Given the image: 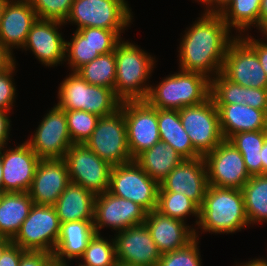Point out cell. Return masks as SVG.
Segmentation results:
<instances>
[{"label": "cell", "instance_id": "obj_1", "mask_svg": "<svg viewBox=\"0 0 267 266\" xmlns=\"http://www.w3.org/2000/svg\"><path fill=\"white\" fill-rule=\"evenodd\" d=\"M200 16L181 35L178 69L200 73L212 80L221 73L227 47L236 36L221 14L202 12Z\"/></svg>", "mask_w": 267, "mask_h": 266}, {"label": "cell", "instance_id": "obj_2", "mask_svg": "<svg viewBox=\"0 0 267 266\" xmlns=\"http://www.w3.org/2000/svg\"><path fill=\"white\" fill-rule=\"evenodd\" d=\"M249 227L241 189L208 186L200 207L195 238L199 233L234 234ZM201 230V232L199 230Z\"/></svg>", "mask_w": 267, "mask_h": 266}, {"label": "cell", "instance_id": "obj_3", "mask_svg": "<svg viewBox=\"0 0 267 266\" xmlns=\"http://www.w3.org/2000/svg\"><path fill=\"white\" fill-rule=\"evenodd\" d=\"M116 78L114 93L121 101H145L150 77L156 67L155 55L142 50L136 43L123 39L115 47Z\"/></svg>", "mask_w": 267, "mask_h": 266}, {"label": "cell", "instance_id": "obj_4", "mask_svg": "<svg viewBox=\"0 0 267 266\" xmlns=\"http://www.w3.org/2000/svg\"><path fill=\"white\" fill-rule=\"evenodd\" d=\"M170 73L151 84L145 101L156 109L180 110L203 103L210 97L211 80L205 75L182 71Z\"/></svg>", "mask_w": 267, "mask_h": 266}, {"label": "cell", "instance_id": "obj_5", "mask_svg": "<svg viewBox=\"0 0 267 266\" xmlns=\"http://www.w3.org/2000/svg\"><path fill=\"white\" fill-rule=\"evenodd\" d=\"M126 0H74L64 24L81 28L97 27L126 30L133 22V12Z\"/></svg>", "mask_w": 267, "mask_h": 266}, {"label": "cell", "instance_id": "obj_6", "mask_svg": "<svg viewBox=\"0 0 267 266\" xmlns=\"http://www.w3.org/2000/svg\"><path fill=\"white\" fill-rule=\"evenodd\" d=\"M84 144L112 167L132 161L127 142L124 112L100 117L96 128Z\"/></svg>", "mask_w": 267, "mask_h": 266}, {"label": "cell", "instance_id": "obj_7", "mask_svg": "<svg viewBox=\"0 0 267 266\" xmlns=\"http://www.w3.org/2000/svg\"><path fill=\"white\" fill-rule=\"evenodd\" d=\"M61 223L54 206L33 205L12 243L25 251L54 253Z\"/></svg>", "mask_w": 267, "mask_h": 266}, {"label": "cell", "instance_id": "obj_8", "mask_svg": "<svg viewBox=\"0 0 267 266\" xmlns=\"http://www.w3.org/2000/svg\"><path fill=\"white\" fill-rule=\"evenodd\" d=\"M179 116L194 150L201 157L213 151L224 140L219 112L211 96L201 104L180 109Z\"/></svg>", "mask_w": 267, "mask_h": 266}, {"label": "cell", "instance_id": "obj_9", "mask_svg": "<svg viewBox=\"0 0 267 266\" xmlns=\"http://www.w3.org/2000/svg\"><path fill=\"white\" fill-rule=\"evenodd\" d=\"M158 189L159 184L134 160L111 169L108 191L117 197L138 203L147 212L157 208Z\"/></svg>", "mask_w": 267, "mask_h": 266}, {"label": "cell", "instance_id": "obj_10", "mask_svg": "<svg viewBox=\"0 0 267 266\" xmlns=\"http://www.w3.org/2000/svg\"><path fill=\"white\" fill-rule=\"evenodd\" d=\"M64 160L70 182L81 185L95 195L109 190L112 166L85 144H72L66 151Z\"/></svg>", "mask_w": 267, "mask_h": 266}, {"label": "cell", "instance_id": "obj_11", "mask_svg": "<svg viewBox=\"0 0 267 266\" xmlns=\"http://www.w3.org/2000/svg\"><path fill=\"white\" fill-rule=\"evenodd\" d=\"M40 121L34 134L25 142L40 159L64 158L74 144L69 135L65 110L55 103Z\"/></svg>", "mask_w": 267, "mask_h": 266}, {"label": "cell", "instance_id": "obj_12", "mask_svg": "<svg viewBox=\"0 0 267 266\" xmlns=\"http://www.w3.org/2000/svg\"><path fill=\"white\" fill-rule=\"evenodd\" d=\"M120 109L124 112L128 147L134 160L160 141L158 109L146 101L121 102Z\"/></svg>", "mask_w": 267, "mask_h": 266}, {"label": "cell", "instance_id": "obj_13", "mask_svg": "<svg viewBox=\"0 0 267 266\" xmlns=\"http://www.w3.org/2000/svg\"><path fill=\"white\" fill-rule=\"evenodd\" d=\"M203 158L209 186L242 189L251 178L242 154L228 140H223Z\"/></svg>", "mask_w": 267, "mask_h": 266}, {"label": "cell", "instance_id": "obj_14", "mask_svg": "<svg viewBox=\"0 0 267 266\" xmlns=\"http://www.w3.org/2000/svg\"><path fill=\"white\" fill-rule=\"evenodd\" d=\"M147 211L131 200L117 197L106 191L97 194L94 203V230L109 228L116 233L132 226L144 224Z\"/></svg>", "mask_w": 267, "mask_h": 266}, {"label": "cell", "instance_id": "obj_15", "mask_svg": "<svg viewBox=\"0 0 267 266\" xmlns=\"http://www.w3.org/2000/svg\"><path fill=\"white\" fill-rule=\"evenodd\" d=\"M221 73L244 87L267 88L266 73L257 54L241 37H235L227 47Z\"/></svg>", "mask_w": 267, "mask_h": 266}, {"label": "cell", "instance_id": "obj_16", "mask_svg": "<svg viewBox=\"0 0 267 266\" xmlns=\"http://www.w3.org/2000/svg\"><path fill=\"white\" fill-rule=\"evenodd\" d=\"M62 25L65 26L64 22L38 18L32 25L21 51H32L34 57L48 68L64 64L66 40L60 31Z\"/></svg>", "mask_w": 267, "mask_h": 266}, {"label": "cell", "instance_id": "obj_17", "mask_svg": "<svg viewBox=\"0 0 267 266\" xmlns=\"http://www.w3.org/2000/svg\"><path fill=\"white\" fill-rule=\"evenodd\" d=\"M117 262L128 266H157L161 253L144 224L114 232Z\"/></svg>", "mask_w": 267, "mask_h": 266}, {"label": "cell", "instance_id": "obj_18", "mask_svg": "<svg viewBox=\"0 0 267 266\" xmlns=\"http://www.w3.org/2000/svg\"><path fill=\"white\" fill-rule=\"evenodd\" d=\"M0 148L5 192H28L35 176L40 158L24 141Z\"/></svg>", "mask_w": 267, "mask_h": 266}, {"label": "cell", "instance_id": "obj_19", "mask_svg": "<svg viewBox=\"0 0 267 266\" xmlns=\"http://www.w3.org/2000/svg\"><path fill=\"white\" fill-rule=\"evenodd\" d=\"M208 186L205 161L199 157L183 159L159 184L158 192L182 193L201 207Z\"/></svg>", "mask_w": 267, "mask_h": 266}, {"label": "cell", "instance_id": "obj_20", "mask_svg": "<svg viewBox=\"0 0 267 266\" xmlns=\"http://www.w3.org/2000/svg\"><path fill=\"white\" fill-rule=\"evenodd\" d=\"M69 183L64 158L40 159L28 193L35 205L54 206Z\"/></svg>", "mask_w": 267, "mask_h": 266}, {"label": "cell", "instance_id": "obj_21", "mask_svg": "<svg viewBox=\"0 0 267 266\" xmlns=\"http://www.w3.org/2000/svg\"><path fill=\"white\" fill-rule=\"evenodd\" d=\"M37 19L36 12L28 0H4V11L0 22V41L12 53L13 49H22Z\"/></svg>", "mask_w": 267, "mask_h": 266}, {"label": "cell", "instance_id": "obj_22", "mask_svg": "<svg viewBox=\"0 0 267 266\" xmlns=\"http://www.w3.org/2000/svg\"><path fill=\"white\" fill-rule=\"evenodd\" d=\"M144 223L161 254L184 248L195 239V230L189 223L163 215L156 209L147 212Z\"/></svg>", "mask_w": 267, "mask_h": 266}, {"label": "cell", "instance_id": "obj_23", "mask_svg": "<svg viewBox=\"0 0 267 266\" xmlns=\"http://www.w3.org/2000/svg\"><path fill=\"white\" fill-rule=\"evenodd\" d=\"M224 140L246 131L267 130V113L244 103L216 104Z\"/></svg>", "mask_w": 267, "mask_h": 266}, {"label": "cell", "instance_id": "obj_24", "mask_svg": "<svg viewBox=\"0 0 267 266\" xmlns=\"http://www.w3.org/2000/svg\"><path fill=\"white\" fill-rule=\"evenodd\" d=\"M94 235L93 221L61 223L60 235L53 253L54 261L65 265L71 260H79Z\"/></svg>", "mask_w": 267, "mask_h": 266}, {"label": "cell", "instance_id": "obj_25", "mask_svg": "<svg viewBox=\"0 0 267 266\" xmlns=\"http://www.w3.org/2000/svg\"><path fill=\"white\" fill-rule=\"evenodd\" d=\"M95 197L91 191L70 182L54 205L60 223L93 221Z\"/></svg>", "mask_w": 267, "mask_h": 266}, {"label": "cell", "instance_id": "obj_26", "mask_svg": "<svg viewBox=\"0 0 267 266\" xmlns=\"http://www.w3.org/2000/svg\"><path fill=\"white\" fill-rule=\"evenodd\" d=\"M33 205L28 192H5L0 203V236L13 240Z\"/></svg>", "mask_w": 267, "mask_h": 266}, {"label": "cell", "instance_id": "obj_27", "mask_svg": "<svg viewBox=\"0 0 267 266\" xmlns=\"http://www.w3.org/2000/svg\"><path fill=\"white\" fill-rule=\"evenodd\" d=\"M183 160L169 144L157 142L150 149L140 153L134 161L158 184Z\"/></svg>", "mask_w": 267, "mask_h": 266}, {"label": "cell", "instance_id": "obj_28", "mask_svg": "<svg viewBox=\"0 0 267 266\" xmlns=\"http://www.w3.org/2000/svg\"><path fill=\"white\" fill-rule=\"evenodd\" d=\"M158 129L160 141L171 145L183 159L201 157L183 128L179 110L158 109Z\"/></svg>", "mask_w": 267, "mask_h": 266}, {"label": "cell", "instance_id": "obj_29", "mask_svg": "<svg viewBox=\"0 0 267 266\" xmlns=\"http://www.w3.org/2000/svg\"><path fill=\"white\" fill-rule=\"evenodd\" d=\"M260 5L261 0H232L221 13L223 21L236 37L249 33L248 29L260 31ZM244 33V34H243Z\"/></svg>", "mask_w": 267, "mask_h": 266}, {"label": "cell", "instance_id": "obj_30", "mask_svg": "<svg viewBox=\"0 0 267 266\" xmlns=\"http://www.w3.org/2000/svg\"><path fill=\"white\" fill-rule=\"evenodd\" d=\"M241 190L249 225L267 223V174L251 176Z\"/></svg>", "mask_w": 267, "mask_h": 266}, {"label": "cell", "instance_id": "obj_31", "mask_svg": "<svg viewBox=\"0 0 267 266\" xmlns=\"http://www.w3.org/2000/svg\"><path fill=\"white\" fill-rule=\"evenodd\" d=\"M267 139V130L239 132L228 141L242 154L250 176L262 175L260 152Z\"/></svg>", "mask_w": 267, "mask_h": 266}, {"label": "cell", "instance_id": "obj_32", "mask_svg": "<svg viewBox=\"0 0 267 266\" xmlns=\"http://www.w3.org/2000/svg\"><path fill=\"white\" fill-rule=\"evenodd\" d=\"M76 72L91 85L114 90L116 78L115 50L99 55L90 63L80 67Z\"/></svg>", "mask_w": 267, "mask_h": 266}, {"label": "cell", "instance_id": "obj_33", "mask_svg": "<svg viewBox=\"0 0 267 266\" xmlns=\"http://www.w3.org/2000/svg\"><path fill=\"white\" fill-rule=\"evenodd\" d=\"M157 211L161 214L182 220L187 223V217H195L192 228L195 230L200 216V207L182 193L158 192Z\"/></svg>", "mask_w": 267, "mask_h": 266}, {"label": "cell", "instance_id": "obj_34", "mask_svg": "<svg viewBox=\"0 0 267 266\" xmlns=\"http://www.w3.org/2000/svg\"><path fill=\"white\" fill-rule=\"evenodd\" d=\"M120 105L113 89L89 83L84 86L83 111L105 117L115 113Z\"/></svg>", "mask_w": 267, "mask_h": 266}, {"label": "cell", "instance_id": "obj_35", "mask_svg": "<svg viewBox=\"0 0 267 266\" xmlns=\"http://www.w3.org/2000/svg\"><path fill=\"white\" fill-rule=\"evenodd\" d=\"M97 234L89 240L83 256L79 259L81 266H114L117 263L114 237H102Z\"/></svg>", "mask_w": 267, "mask_h": 266}, {"label": "cell", "instance_id": "obj_36", "mask_svg": "<svg viewBox=\"0 0 267 266\" xmlns=\"http://www.w3.org/2000/svg\"><path fill=\"white\" fill-rule=\"evenodd\" d=\"M85 81L77 72H69L57 91V106L63 110H82Z\"/></svg>", "mask_w": 267, "mask_h": 266}, {"label": "cell", "instance_id": "obj_37", "mask_svg": "<svg viewBox=\"0 0 267 266\" xmlns=\"http://www.w3.org/2000/svg\"><path fill=\"white\" fill-rule=\"evenodd\" d=\"M71 37L70 41L66 40L65 62L67 61L66 64L71 72H76L100 54L77 30L73 32Z\"/></svg>", "mask_w": 267, "mask_h": 266}, {"label": "cell", "instance_id": "obj_38", "mask_svg": "<svg viewBox=\"0 0 267 266\" xmlns=\"http://www.w3.org/2000/svg\"><path fill=\"white\" fill-rule=\"evenodd\" d=\"M69 135L74 144H81L91 136L99 116L82 110H65Z\"/></svg>", "mask_w": 267, "mask_h": 266}, {"label": "cell", "instance_id": "obj_39", "mask_svg": "<svg viewBox=\"0 0 267 266\" xmlns=\"http://www.w3.org/2000/svg\"><path fill=\"white\" fill-rule=\"evenodd\" d=\"M210 96L215 104H245V87L228 80L218 73L211 80Z\"/></svg>", "mask_w": 267, "mask_h": 266}, {"label": "cell", "instance_id": "obj_40", "mask_svg": "<svg viewBox=\"0 0 267 266\" xmlns=\"http://www.w3.org/2000/svg\"><path fill=\"white\" fill-rule=\"evenodd\" d=\"M86 40H88L99 54L113 52L116 45L125 39L122 33L125 30H109L97 27L81 28L77 30Z\"/></svg>", "mask_w": 267, "mask_h": 266}, {"label": "cell", "instance_id": "obj_41", "mask_svg": "<svg viewBox=\"0 0 267 266\" xmlns=\"http://www.w3.org/2000/svg\"><path fill=\"white\" fill-rule=\"evenodd\" d=\"M199 242L195 238L184 248L162 254L157 266H203Z\"/></svg>", "mask_w": 267, "mask_h": 266}, {"label": "cell", "instance_id": "obj_42", "mask_svg": "<svg viewBox=\"0 0 267 266\" xmlns=\"http://www.w3.org/2000/svg\"><path fill=\"white\" fill-rule=\"evenodd\" d=\"M37 18L65 22L74 0H28Z\"/></svg>", "mask_w": 267, "mask_h": 266}, {"label": "cell", "instance_id": "obj_43", "mask_svg": "<svg viewBox=\"0 0 267 266\" xmlns=\"http://www.w3.org/2000/svg\"><path fill=\"white\" fill-rule=\"evenodd\" d=\"M16 62L6 70L0 71V110L11 113L17 98V87L15 84L14 73Z\"/></svg>", "mask_w": 267, "mask_h": 266}, {"label": "cell", "instance_id": "obj_44", "mask_svg": "<svg viewBox=\"0 0 267 266\" xmlns=\"http://www.w3.org/2000/svg\"><path fill=\"white\" fill-rule=\"evenodd\" d=\"M251 35L252 34L249 35V33H247V35L245 34L240 37L255 51L267 77V37L261 34L262 38L256 39V36L254 38V36Z\"/></svg>", "mask_w": 267, "mask_h": 266}, {"label": "cell", "instance_id": "obj_45", "mask_svg": "<svg viewBox=\"0 0 267 266\" xmlns=\"http://www.w3.org/2000/svg\"><path fill=\"white\" fill-rule=\"evenodd\" d=\"M245 104L267 113V88L245 87Z\"/></svg>", "mask_w": 267, "mask_h": 266}, {"label": "cell", "instance_id": "obj_46", "mask_svg": "<svg viewBox=\"0 0 267 266\" xmlns=\"http://www.w3.org/2000/svg\"><path fill=\"white\" fill-rule=\"evenodd\" d=\"M54 260L53 254L47 252L27 251L18 266H48Z\"/></svg>", "mask_w": 267, "mask_h": 266}, {"label": "cell", "instance_id": "obj_47", "mask_svg": "<svg viewBox=\"0 0 267 266\" xmlns=\"http://www.w3.org/2000/svg\"><path fill=\"white\" fill-rule=\"evenodd\" d=\"M26 252L27 251L12 243L0 257V266H18L21 257Z\"/></svg>", "mask_w": 267, "mask_h": 266}, {"label": "cell", "instance_id": "obj_48", "mask_svg": "<svg viewBox=\"0 0 267 266\" xmlns=\"http://www.w3.org/2000/svg\"><path fill=\"white\" fill-rule=\"evenodd\" d=\"M10 112L0 110V148L7 146L8 142L10 143V131L12 129Z\"/></svg>", "mask_w": 267, "mask_h": 266}, {"label": "cell", "instance_id": "obj_49", "mask_svg": "<svg viewBox=\"0 0 267 266\" xmlns=\"http://www.w3.org/2000/svg\"><path fill=\"white\" fill-rule=\"evenodd\" d=\"M232 0H206L202 5L205 13L221 14Z\"/></svg>", "mask_w": 267, "mask_h": 266}, {"label": "cell", "instance_id": "obj_50", "mask_svg": "<svg viewBox=\"0 0 267 266\" xmlns=\"http://www.w3.org/2000/svg\"><path fill=\"white\" fill-rule=\"evenodd\" d=\"M1 41H0V71L11 67L15 62V56Z\"/></svg>", "mask_w": 267, "mask_h": 266}, {"label": "cell", "instance_id": "obj_51", "mask_svg": "<svg viewBox=\"0 0 267 266\" xmlns=\"http://www.w3.org/2000/svg\"><path fill=\"white\" fill-rule=\"evenodd\" d=\"M267 29V0H261L260 5V32L263 33Z\"/></svg>", "mask_w": 267, "mask_h": 266}, {"label": "cell", "instance_id": "obj_52", "mask_svg": "<svg viewBox=\"0 0 267 266\" xmlns=\"http://www.w3.org/2000/svg\"><path fill=\"white\" fill-rule=\"evenodd\" d=\"M235 266H267V259L264 257L252 259L250 261L242 262L240 264L236 263Z\"/></svg>", "mask_w": 267, "mask_h": 266}, {"label": "cell", "instance_id": "obj_53", "mask_svg": "<svg viewBox=\"0 0 267 266\" xmlns=\"http://www.w3.org/2000/svg\"><path fill=\"white\" fill-rule=\"evenodd\" d=\"M260 156L262 161V175H264L267 174V139L262 146Z\"/></svg>", "mask_w": 267, "mask_h": 266}, {"label": "cell", "instance_id": "obj_54", "mask_svg": "<svg viewBox=\"0 0 267 266\" xmlns=\"http://www.w3.org/2000/svg\"><path fill=\"white\" fill-rule=\"evenodd\" d=\"M12 244V240L8 238L1 237L0 238V257L3 252Z\"/></svg>", "mask_w": 267, "mask_h": 266}, {"label": "cell", "instance_id": "obj_55", "mask_svg": "<svg viewBox=\"0 0 267 266\" xmlns=\"http://www.w3.org/2000/svg\"><path fill=\"white\" fill-rule=\"evenodd\" d=\"M3 170H2V160L0 157V189L3 190Z\"/></svg>", "mask_w": 267, "mask_h": 266}, {"label": "cell", "instance_id": "obj_56", "mask_svg": "<svg viewBox=\"0 0 267 266\" xmlns=\"http://www.w3.org/2000/svg\"><path fill=\"white\" fill-rule=\"evenodd\" d=\"M3 11H4V0H0V22L2 19Z\"/></svg>", "mask_w": 267, "mask_h": 266}, {"label": "cell", "instance_id": "obj_57", "mask_svg": "<svg viewBox=\"0 0 267 266\" xmlns=\"http://www.w3.org/2000/svg\"><path fill=\"white\" fill-rule=\"evenodd\" d=\"M48 266H64V265L63 264H60L59 262L53 260Z\"/></svg>", "mask_w": 267, "mask_h": 266}, {"label": "cell", "instance_id": "obj_58", "mask_svg": "<svg viewBox=\"0 0 267 266\" xmlns=\"http://www.w3.org/2000/svg\"><path fill=\"white\" fill-rule=\"evenodd\" d=\"M4 194H5V191L0 189V203H1V200L4 196Z\"/></svg>", "mask_w": 267, "mask_h": 266}, {"label": "cell", "instance_id": "obj_59", "mask_svg": "<svg viewBox=\"0 0 267 266\" xmlns=\"http://www.w3.org/2000/svg\"><path fill=\"white\" fill-rule=\"evenodd\" d=\"M194 1H197L198 4H199V2H200V5H201V4H203L206 0H194Z\"/></svg>", "mask_w": 267, "mask_h": 266}, {"label": "cell", "instance_id": "obj_60", "mask_svg": "<svg viewBox=\"0 0 267 266\" xmlns=\"http://www.w3.org/2000/svg\"><path fill=\"white\" fill-rule=\"evenodd\" d=\"M114 266H128V265H124V264H121V263H116Z\"/></svg>", "mask_w": 267, "mask_h": 266}, {"label": "cell", "instance_id": "obj_61", "mask_svg": "<svg viewBox=\"0 0 267 266\" xmlns=\"http://www.w3.org/2000/svg\"><path fill=\"white\" fill-rule=\"evenodd\" d=\"M262 34L267 37V29Z\"/></svg>", "mask_w": 267, "mask_h": 266}, {"label": "cell", "instance_id": "obj_62", "mask_svg": "<svg viewBox=\"0 0 267 266\" xmlns=\"http://www.w3.org/2000/svg\"><path fill=\"white\" fill-rule=\"evenodd\" d=\"M64 266H70L69 263L65 264ZM78 266H81L80 264H78Z\"/></svg>", "mask_w": 267, "mask_h": 266}]
</instances>
